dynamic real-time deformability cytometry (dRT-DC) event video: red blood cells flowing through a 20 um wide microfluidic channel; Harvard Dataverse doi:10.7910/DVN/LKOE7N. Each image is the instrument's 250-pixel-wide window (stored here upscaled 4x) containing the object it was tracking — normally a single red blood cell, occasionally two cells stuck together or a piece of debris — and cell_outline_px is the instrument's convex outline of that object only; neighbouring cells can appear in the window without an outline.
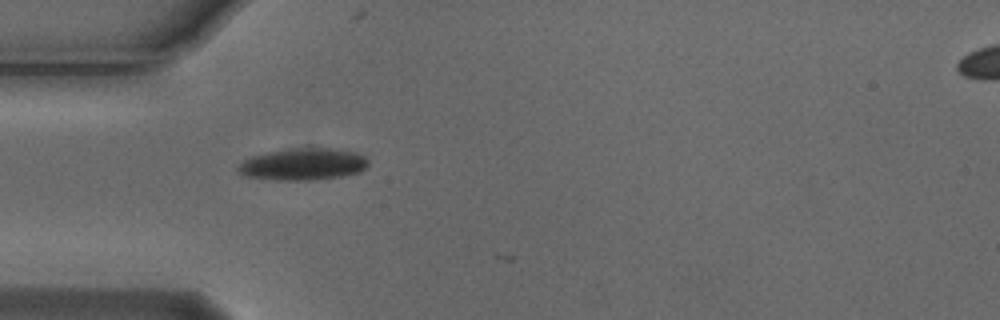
{"species": "Egyptian fruit bat (a non-hibernating species)", "species_latin": "Rousettus aegyptiacus", "temperature_condition": "cold", "stored_images_in_passage": 3, "camera_frame_rate_fps": 3000, "um_per_image_px": 0.085, "animal": {"sex": "male"}, "frame": {"image": 1, "passage_image": 1, "time_ms": 0.0, "image_size_px": [1000, 320], "cell_outline_px": [[368, 164], [360, 172], [340, 176], [312, 180], [276, 180], [248, 176], [240, 172], [236, 168], [244, 160], [252, 156], [268, 152], [292, 148], [332, 148], [356, 152], [364, 156], [368, 160]], "centroid_in_image_um": [25.78, 13.95], "position_along_channel_um": 59.2, "area_um2": 23.99}}